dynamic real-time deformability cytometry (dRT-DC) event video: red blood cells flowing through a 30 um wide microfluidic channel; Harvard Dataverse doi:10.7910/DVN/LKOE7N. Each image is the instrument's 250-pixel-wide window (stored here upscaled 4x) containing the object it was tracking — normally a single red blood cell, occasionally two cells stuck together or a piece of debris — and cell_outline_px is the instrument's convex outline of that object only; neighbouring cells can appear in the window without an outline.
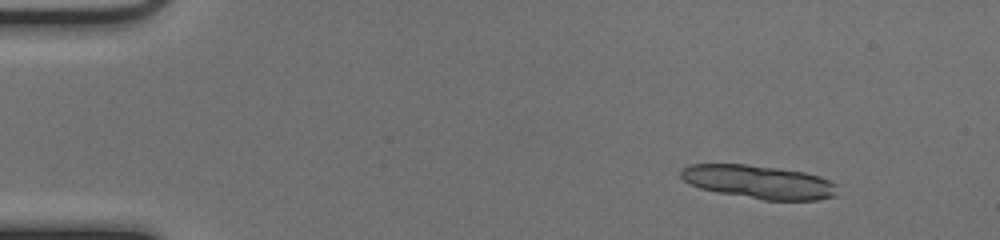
{"species": "common noctule bat (a hibernating species)", "species_latin": "Nyctalus noctula", "temperature_condition": "cold", "stored_images_in_passage": 15, "segment_of_instrument_passage": [1, 2], "camera_frame_rate_fps": 3000, "um_per_image_px": 0.085, "animal": {"sex": "female", "body_mass_g": 17.0, "forearm_length_mm": 48.0}, "frame": {"image": 1, "passage_image": 1, "time_ms": 0.0, "image_size_px": [1000, 240], "cell_outline_px": [[836, 196], [816, 200], [764, 200], [716, 192], [700, 188], [688, 184], [680, 176], [680, 172], [684, 168], [692, 164], [744, 164], [776, 168], [804, 172], [820, 176], [836, 184]], "centroid_in_image_um": [64.49, 15.47], "position_along_channel_um": 20.5, "area_um2": 30.4}}